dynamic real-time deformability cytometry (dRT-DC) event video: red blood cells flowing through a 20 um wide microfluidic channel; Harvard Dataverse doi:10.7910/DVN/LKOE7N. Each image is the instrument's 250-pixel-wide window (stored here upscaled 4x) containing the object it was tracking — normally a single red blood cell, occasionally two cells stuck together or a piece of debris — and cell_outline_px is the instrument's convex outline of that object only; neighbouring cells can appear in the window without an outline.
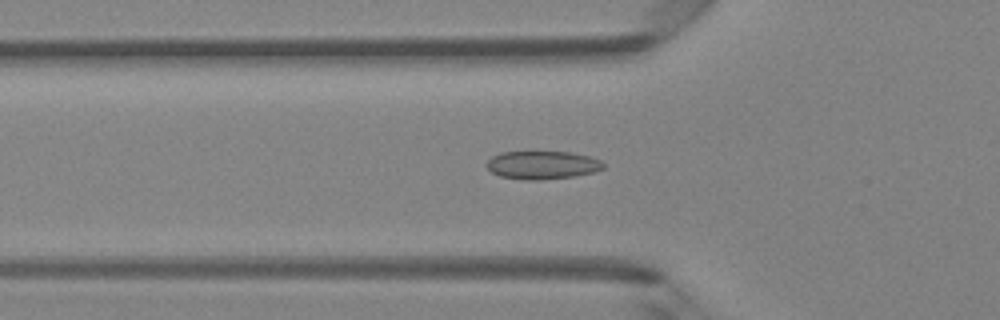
{"species": "Egyptian fruit bat (a non-hibernating species)", "species_latin": "Rousettus aegyptiacus", "temperature_condition": "room temperature", "stored_images_in_passage": 49, "segment_of_instrument_passage": [1, 2], "camera_frame_rate_fps": 3000, "um_per_image_px": 0.085, "animal": {"sex": "female"}, "frame": {"image": 1, "passage_image": 16, "time_ms": 5.0, "image_size_px": [1000, 320], "cell_outline_px": [[604, 168], [596, 172], [572, 176], [540, 180], [524, 180], [500, 176], [492, 172], [488, 168], [488, 160], [492, 156], [500, 152], [572, 152], [592, 156], [600, 160], [604, 164]], "centroid_in_image_um": [46.14, 14.02], "position_along_channel_um": 79.7, "area_um2": 19.19}}
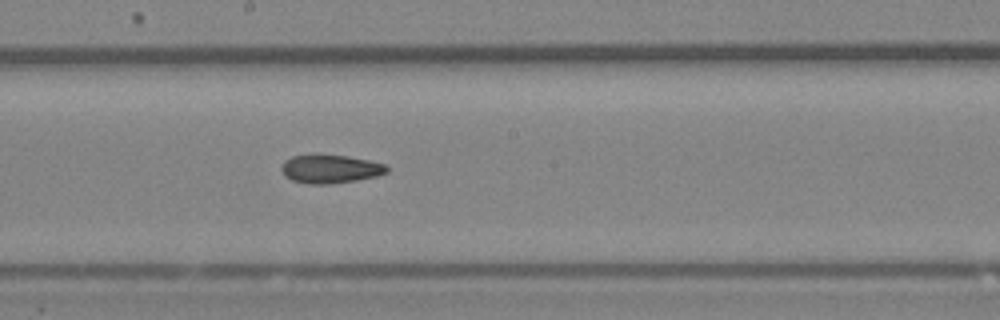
{"frame": {"image": 2, "passage_image": 26, "time_ms": 8.333, "image_size_px": [1000, 320], "cell_outline_px": [[388, 172], [376, 176], [356, 180], [328, 184], [308, 184], [292, 180], [284, 176], [280, 168], [284, 160], [292, 156], [348, 156], [368, 160], [384, 164], [388, 168]], "centroid_in_image_um": [28.05, 14.38], "position_along_channel_um": 220.1, "area_um2": 17.17}}
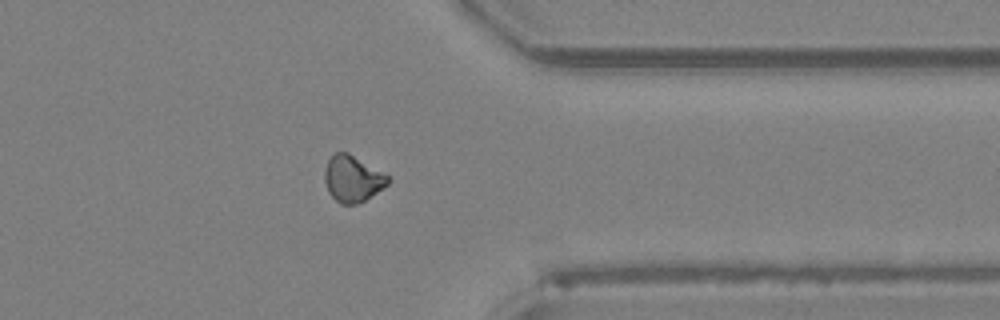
{"frame": {"image": 3, "passage_image": 38, "time_ms": 12.333, "image_size_px": [1000, 320], "cell_outline_px": [[392, 180], [388, 184], [364, 200], [356, 204], [340, 204], [328, 192], [324, 180], [324, 172], [328, 160], [336, 152], [348, 152], [388, 176]], "centroid_in_image_um": [29.94, 15.19], "position_along_channel_um": 381.5, "area_um2": 16.82}}